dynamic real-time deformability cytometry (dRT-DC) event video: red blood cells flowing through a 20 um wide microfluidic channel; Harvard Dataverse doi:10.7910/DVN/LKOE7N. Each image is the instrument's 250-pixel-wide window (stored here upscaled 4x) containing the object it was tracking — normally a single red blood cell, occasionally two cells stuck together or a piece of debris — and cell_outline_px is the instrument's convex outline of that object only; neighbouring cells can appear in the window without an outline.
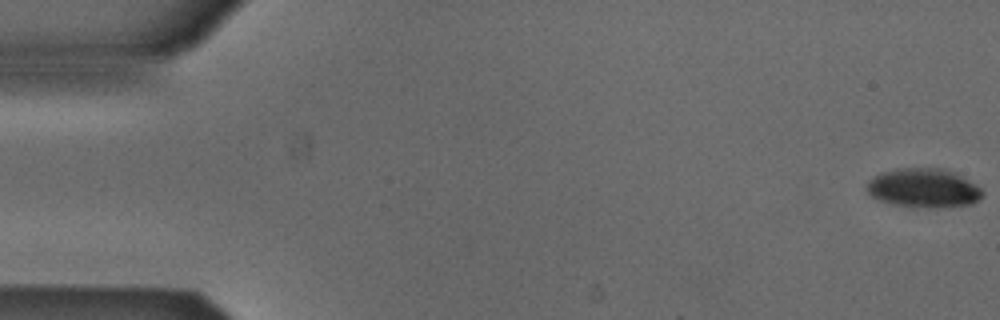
{"species": "Egyptian fruit bat (a non-hibernating species)", "species_latin": "Rousettus aegyptiacus", "temperature_condition": "cold", "stored_images_in_passage": 53, "camera_frame_rate_fps": 3000, "um_per_image_px": 0.085, "animal": {"sex": "male"}, "frame": {"image": 1, "passage_image": 1, "time_ms": 0.0, "image_size_px": [1000, 320], "cell_outline_px": [[984, 192], [972, 204], [932, 208], [912, 208], [892, 204], [880, 200], [872, 196], [868, 192], [868, 180], [880, 172], [896, 168], [944, 168], [956, 172], [980, 188]], "centroid_in_image_um": [78.48, 15.98], "position_along_channel_um": 6.5, "area_um2": 26.47}}
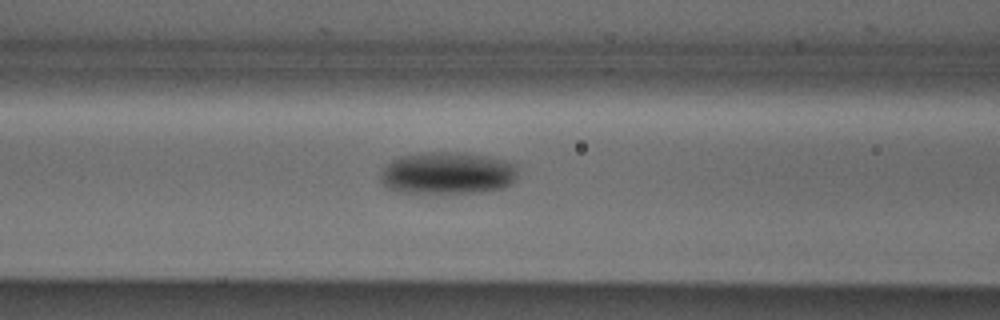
{"frame": {"image": 2, "passage_image": 22, "time_ms": 7.0, "image_size_px": [1000, 320], "cell_outline_px": [[516, 176], [512, 184], [504, 188], [484, 192], [396, 192], [388, 188], [380, 180], [380, 172], [392, 160], [400, 156], [424, 152], [464, 152], [484, 156], [516, 164]], "centroid_in_image_um": [38.02, 14.71], "position_along_channel_um": 128.6, "area_um2": 33.7}}
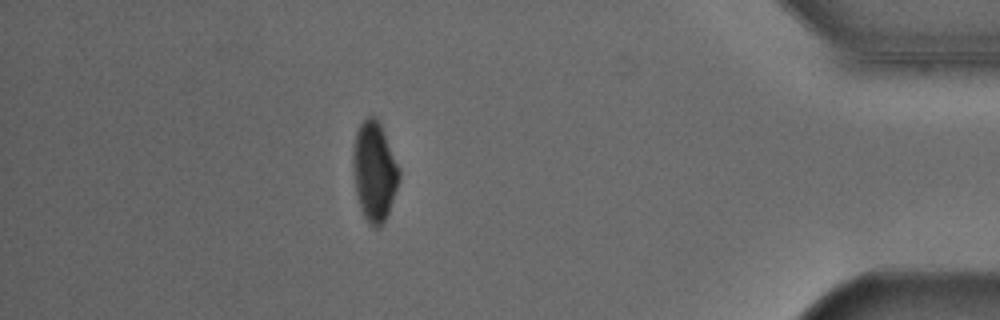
{"frame": {"image": 3, "passage_image": 47, "time_ms": 15.333, "image_size_px": [1000, 320], "cell_outline_px": [[400, 180], [388, 212], [380, 228], [376, 228], [364, 216], [360, 208], [356, 196], [352, 164], [352, 148], [356, 132], [360, 124], [368, 116], [376, 116], [380, 124], [400, 168]], "centroid_in_image_um": [31.81, 14.55], "position_along_channel_um": 403.4, "area_um2": 26.76}, "authors_computed_cell_mechanics": {"area_um2": 29.2468, "velocity_mm_per_s": 3.8784, "shape_relaxation_time_tau1_ms": 3.9442, "shape_relaxation_time_tau2_ms": null, "deformation_change_tau1": 0.1385, "deformation_change_tau2": null}}